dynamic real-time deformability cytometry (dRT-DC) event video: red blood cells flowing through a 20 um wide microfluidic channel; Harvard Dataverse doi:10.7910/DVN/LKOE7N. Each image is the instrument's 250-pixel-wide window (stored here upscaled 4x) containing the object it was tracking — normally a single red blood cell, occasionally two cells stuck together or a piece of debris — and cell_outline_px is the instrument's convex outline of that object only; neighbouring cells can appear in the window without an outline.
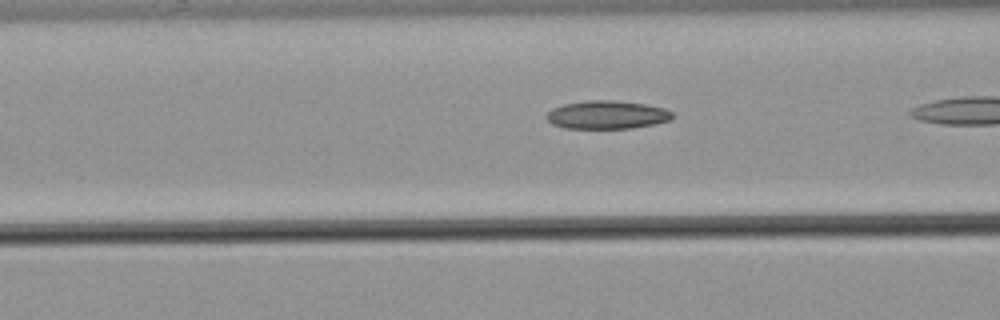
{"species": "common noctule bat (a hibernating species)", "species_latin": "Nyctalus noctula", "temperature_condition": "warm", "stored_images_in_passage": 18, "camera_frame_rate_fps": 3000, "um_per_image_px": 0.085, "animal": {"sex": "male", "body_mass_g": 21.5, "forearm_length_mm": 52.0}, "frame": {"image": 1, "passage_image": 13, "time_ms": 4.0, "image_size_px": [1000, 320], "cell_outline_px": [[672, 116], [668, 120], [652, 124], [632, 128], [564, 128], [552, 124], [548, 120], [548, 112], [552, 108], [564, 104], [588, 100], [616, 100], [644, 104], [664, 108], [672, 112]], "centroid_in_image_um": [51.57, 9.75], "position_along_channel_um": 115.0, "area_um2": 20.46}}